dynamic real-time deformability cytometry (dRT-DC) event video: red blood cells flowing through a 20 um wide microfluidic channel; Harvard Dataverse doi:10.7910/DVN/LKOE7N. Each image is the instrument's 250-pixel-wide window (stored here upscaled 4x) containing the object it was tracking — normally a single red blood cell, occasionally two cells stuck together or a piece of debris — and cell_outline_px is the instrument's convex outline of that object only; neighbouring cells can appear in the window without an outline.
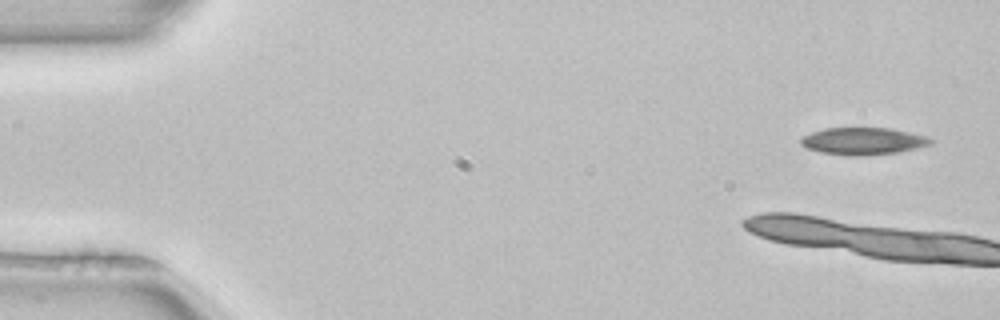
{"species": "common noctule bat (a hibernating species)", "species_latin": "Nyctalus noctula", "temperature_condition": "room temperature", "stored_images_in_passage": 4, "camera_frame_rate_fps": 3000, "um_per_image_px": 0.085, "animal": {"sex": "female", "body_mass_g": 22.7, "forearm_length_mm": 54.2}, "frame": {"image": 1, "passage_image": 1, "time_ms": 0.0, "image_size_px": [1000, 320], "cell_outline_px": [[936, 140], [932, 144], [900, 152], [860, 156], [848, 156], [820, 152], [808, 148], [800, 144], [800, 136], [824, 128], [892, 128], [928, 136]], "centroid_in_image_um": [73.39, 11.99], "position_along_channel_um": 11.6, "area_um2": 20.87}}